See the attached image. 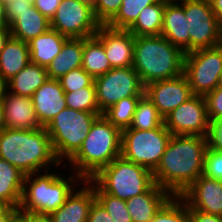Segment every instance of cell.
I'll use <instances>...</instances> for the list:
<instances>
[{
  "label": "cell",
  "mask_w": 222,
  "mask_h": 222,
  "mask_svg": "<svg viewBox=\"0 0 222 222\" xmlns=\"http://www.w3.org/2000/svg\"><path fill=\"white\" fill-rule=\"evenodd\" d=\"M10 36L9 30L0 31V51L3 49L5 42Z\"/></svg>",
  "instance_id": "obj_49"
},
{
  "label": "cell",
  "mask_w": 222,
  "mask_h": 222,
  "mask_svg": "<svg viewBox=\"0 0 222 222\" xmlns=\"http://www.w3.org/2000/svg\"><path fill=\"white\" fill-rule=\"evenodd\" d=\"M95 36L102 42L112 68L131 67L135 36L128 30H118L101 25Z\"/></svg>",
  "instance_id": "obj_17"
},
{
  "label": "cell",
  "mask_w": 222,
  "mask_h": 222,
  "mask_svg": "<svg viewBox=\"0 0 222 222\" xmlns=\"http://www.w3.org/2000/svg\"><path fill=\"white\" fill-rule=\"evenodd\" d=\"M180 197L188 208L222 216V180L202 174Z\"/></svg>",
  "instance_id": "obj_16"
},
{
  "label": "cell",
  "mask_w": 222,
  "mask_h": 222,
  "mask_svg": "<svg viewBox=\"0 0 222 222\" xmlns=\"http://www.w3.org/2000/svg\"><path fill=\"white\" fill-rule=\"evenodd\" d=\"M161 36L179 47L185 54L190 52L189 26L184 7L179 2L165 0Z\"/></svg>",
  "instance_id": "obj_21"
},
{
  "label": "cell",
  "mask_w": 222,
  "mask_h": 222,
  "mask_svg": "<svg viewBox=\"0 0 222 222\" xmlns=\"http://www.w3.org/2000/svg\"><path fill=\"white\" fill-rule=\"evenodd\" d=\"M172 135H197L208 138L211 123L205 96L193 95L164 118Z\"/></svg>",
  "instance_id": "obj_13"
},
{
  "label": "cell",
  "mask_w": 222,
  "mask_h": 222,
  "mask_svg": "<svg viewBox=\"0 0 222 222\" xmlns=\"http://www.w3.org/2000/svg\"><path fill=\"white\" fill-rule=\"evenodd\" d=\"M164 124V118L152 101L143 94L136 105L132 122L129 128L136 130H152Z\"/></svg>",
  "instance_id": "obj_30"
},
{
  "label": "cell",
  "mask_w": 222,
  "mask_h": 222,
  "mask_svg": "<svg viewBox=\"0 0 222 222\" xmlns=\"http://www.w3.org/2000/svg\"><path fill=\"white\" fill-rule=\"evenodd\" d=\"M31 98L42 127H46L57 114L67 108L65 92L58 79L48 78Z\"/></svg>",
  "instance_id": "obj_19"
},
{
  "label": "cell",
  "mask_w": 222,
  "mask_h": 222,
  "mask_svg": "<svg viewBox=\"0 0 222 222\" xmlns=\"http://www.w3.org/2000/svg\"><path fill=\"white\" fill-rule=\"evenodd\" d=\"M78 1L83 2V3H86V4L94 7V6L96 5V3H97L98 0H78Z\"/></svg>",
  "instance_id": "obj_53"
},
{
  "label": "cell",
  "mask_w": 222,
  "mask_h": 222,
  "mask_svg": "<svg viewBox=\"0 0 222 222\" xmlns=\"http://www.w3.org/2000/svg\"><path fill=\"white\" fill-rule=\"evenodd\" d=\"M19 210V208L12 207L3 217H0V222H9L10 218Z\"/></svg>",
  "instance_id": "obj_50"
},
{
  "label": "cell",
  "mask_w": 222,
  "mask_h": 222,
  "mask_svg": "<svg viewBox=\"0 0 222 222\" xmlns=\"http://www.w3.org/2000/svg\"><path fill=\"white\" fill-rule=\"evenodd\" d=\"M172 195L156 183L146 192L126 201L133 222H150Z\"/></svg>",
  "instance_id": "obj_22"
},
{
  "label": "cell",
  "mask_w": 222,
  "mask_h": 222,
  "mask_svg": "<svg viewBox=\"0 0 222 222\" xmlns=\"http://www.w3.org/2000/svg\"><path fill=\"white\" fill-rule=\"evenodd\" d=\"M100 26L93 7L78 0H62L50 20V28L67 38L94 36Z\"/></svg>",
  "instance_id": "obj_12"
},
{
  "label": "cell",
  "mask_w": 222,
  "mask_h": 222,
  "mask_svg": "<svg viewBox=\"0 0 222 222\" xmlns=\"http://www.w3.org/2000/svg\"><path fill=\"white\" fill-rule=\"evenodd\" d=\"M207 148V137L172 135L153 171L155 183L172 196H180L203 174Z\"/></svg>",
  "instance_id": "obj_1"
},
{
  "label": "cell",
  "mask_w": 222,
  "mask_h": 222,
  "mask_svg": "<svg viewBox=\"0 0 222 222\" xmlns=\"http://www.w3.org/2000/svg\"><path fill=\"white\" fill-rule=\"evenodd\" d=\"M0 159L6 160L25 175L45 172L61 164L53 151L45 127L39 129H9L0 132Z\"/></svg>",
  "instance_id": "obj_2"
},
{
  "label": "cell",
  "mask_w": 222,
  "mask_h": 222,
  "mask_svg": "<svg viewBox=\"0 0 222 222\" xmlns=\"http://www.w3.org/2000/svg\"><path fill=\"white\" fill-rule=\"evenodd\" d=\"M140 97H126L107 109L103 116L121 131L129 128Z\"/></svg>",
  "instance_id": "obj_32"
},
{
  "label": "cell",
  "mask_w": 222,
  "mask_h": 222,
  "mask_svg": "<svg viewBox=\"0 0 222 222\" xmlns=\"http://www.w3.org/2000/svg\"><path fill=\"white\" fill-rule=\"evenodd\" d=\"M58 80L65 93L74 92L84 87H95L94 78L82 67L71 70Z\"/></svg>",
  "instance_id": "obj_36"
},
{
  "label": "cell",
  "mask_w": 222,
  "mask_h": 222,
  "mask_svg": "<svg viewBox=\"0 0 222 222\" xmlns=\"http://www.w3.org/2000/svg\"><path fill=\"white\" fill-rule=\"evenodd\" d=\"M82 68L94 79L112 69L103 44L95 35L83 38Z\"/></svg>",
  "instance_id": "obj_28"
},
{
  "label": "cell",
  "mask_w": 222,
  "mask_h": 222,
  "mask_svg": "<svg viewBox=\"0 0 222 222\" xmlns=\"http://www.w3.org/2000/svg\"><path fill=\"white\" fill-rule=\"evenodd\" d=\"M9 30L6 16V5L4 0H0V31Z\"/></svg>",
  "instance_id": "obj_46"
},
{
  "label": "cell",
  "mask_w": 222,
  "mask_h": 222,
  "mask_svg": "<svg viewBox=\"0 0 222 222\" xmlns=\"http://www.w3.org/2000/svg\"><path fill=\"white\" fill-rule=\"evenodd\" d=\"M67 108L91 112L101 113L96 99L95 87H84L74 92L65 93Z\"/></svg>",
  "instance_id": "obj_35"
},
{
  "label": "cell",
  "mask_w": 222,
  "mask_h": 222,
  "mask_svg": "<svg viewBox=\"0 0 222 222\" xmlns=\"http://www.w3.org/2000/svg\"><path fill=\"white\" fill-rule=\"evenodd\" d=\"M62 0H36L34 6L49 20H51Z\"/></svg>",
  "instance_id": "obj_42"
},
{
  "label": "cell",
  "mask_w": 222,
  "mask_h": 222,
  "mask_svg": "<svg viewBox=\"0 0 222 222\" xmlns=\"http://www.w3.org/2000/svg\"><path fill=\"white\" fill-rule=\"evenodd\" d=\"M122 0H98L93 7L96 20L101 25H106L118 12Z\"/></svg>",
  "instance_id": "obj_38"
},
{
  "label": "cell",
  "mask_w": 222,
  "mask_h": 222,
  "mask_svg": "<svg viewBox=\"0 0 222 222\" xmlns=\"http://www.w3.org/2000/svg\"><path fill=\"white\" fill-rule=\"evenodd\" d=\"M144 94L152 101L163 118L193 96L184 73L171 79L148 83Z\"/></svg>",
  "instance_id": "obj_15"
},
{
  "label": "cell",
  "mask_w": 222,
  "mask_h": 222,
  "mask_svg": "<svg viewBox=\"0 0 222 222\" xmlns=\"http://www.w3.org/2000/svg\"><path fill=\"white\" fill-rule=\"evenodd\" d=\"M172 134L161 125L152 130L124 129L121 156L152 172L157 168Z\"/></svg>",
  "instance_id": "obj_8"
},
{
  "label": "cell",
  "mask_w": 222,
  "mask_h": 222,
  "mask_svg": "<svg viewBox=\"0 0 222 222\" xmlns=\"http://www.w3.org/2000/svg\"><path fill=\"white\" fill-rule=\"evenodd\" d=\"M210 123L222 119V87L218 86L205 96Z\"/></svg>",
  "instance_id": "obj_39"
},
{
  "label": "cell",
  "mask_w": 222,
  "mask_h": 222,
  "mask_svg": "<svg viewBox=\"0 0 222 222\" xmlns=\"http://www.w3.org/2000/svg\"><path fill=\"white\" fill-rule=\"evenodd\" d=\"M48 79L47 69L38 64L29 63L7 81L8 92L25 97H32Z\"/></svg>",
  "instance_id": "obj_26"
},
{
  "label": "cell",
  "mask_w": 222,
  "mask_h": 222,
  "mask_svg": "<svg viewBox=\"0 0 222 222\" xmlns=\"http://www.w3.org/2000/svg\"><path fill=\"white\" fill-rule=\"evenodd\" d=\"M96 99L103 114L112 105L126 97H141L145 86L133 67L112 68L94 79Z\"/></svg>",
  "instance_id": "obj_10"
},
{
  "label": "cell",
  "mask_w": 222,
  "mask_h": 222,
  "mask_svg": "<svg viewBox=\"0 0 222 222\" xmlns=\"http://www.w3.org/2000/svg\"><path fill=\"white\" fill-rule=\"evenodd\" d=\"M5 128L39 129L41 124L36 116L31 97L6 92L2 100Z\"/></svg>",
  "instance_id": "obj_20"
},
{
  "label": "cell",
  "mask_w": 222,
  "mask_h": 222,
  "mask_svg": "<svg viewBox=\"0 0 222 222\" xmlns=\"http://www.w3.org/2000/svg\"><path fill=\"white\" fill-rule=\"evenodd\" d=\"M67 39L51 28L46 33L33 38L28 42L30 63L38 64L47 69L51 61L60 53Z\"/></svg>",
  "instance_id": "obj_24"
},
{
  "label": "cell",
  "mask_w": 222,
  "mask_h": 222,
  "mask_svg": "<svg viewBox=\"0 0 222 222\" xmlns=\"http://www.w3.org/2000/svg\"><path fill=\"white\" fill-rule=\"evenodd\" d=\"M24 1H27V2H29L31 4H34L36 0H24Z\"/></svg>",
  "instance_id": "obj_55"
},
{
  "label": "cell",
  "mask_w": 222,
  "mask_h": 222,
  "mask_svg": "<svg viewBox=\"0 0 222 222\" xmlns=\"http://www.w3.org/2000/svg\"><path fill=\"white\" fill-rule=\"evenodd\" d=\"M9 222H27V212L18 210Z\"/></svg>",
  "instance_id": "obj_47"
},
{
  "label": "cell",
  "mask_w": 222,
  "mask_h": 222,
  "mask_svg": "<svg viewBox=\"0 0 222 222\" xmlns=\"http://www.w3.org/2000/svg\"><path fill=\"white\" fill-rule=\"evenodd\" d=\"M122 131L103 115L92 124L81 148L68 161V166L83 180L94 177L103 167L121 155ZM73 168V169H72Z\"/></svg>",
  "instance_id": "obj_4"
},
{
  "label": "cell",
  "mask_w": 222,
  "mask_h": 222,
  "mask_svg": "<svg viewBox=\"0 0 222 222\" xmlns=\"http://www.w3.org/2000/svg\"><path fill=\"white\" fill-rule=\"evenodd\" d=\"M183 73L193 95L206 96L213 91L222 73V44L186 53Z\"/></svg>",
  "instance_id": "obj_9"
},
{
  "label": "cell",
  "mask_w": 222,
  "mask_h": 222,
  "mask_svg": "<svg viewBox=\"0 0 222 222\" xmlns=\"http://www.w3.org/2000/svg\"><path fill=\"white\" fill-rule=\"evenodd\" d=\"M8 91L7 81L0 75V102L5 97L6 92Z\"/></svg>",
  "instance_id": "obj_48"
},
{
  "label": "cell",
  "mask_w": 222,
  "mask_h": 222,
  "mask_svg": "<svg viewBox=\"0 0 222 222\" xmlns=\"http://www.w3.org/2000/svg\"><path fill=\"white\" fill-rule=\"evenodd\" d=\"M219 28L222 30V0H209Z\"/></svg>",
  "instance_id": "obj_44"
},
{
  "label": "cell",
  "mask_w": 222,
  "mask_h": 222,
  "mask_svg": "<svg viewBox=\"0 0 222 222\" xmlns=\"http://www.w3.org/2000/svg\"><path fill=\"white\" fill-rule=\"evenodd\" d=\"M65 177L49 170L45 173L43 171L42 174L38 172L25 175L19 210L47 215L56 211L65 203L75 187L84 181L74 172L68 178Z\"/></svg>",
  "instance_id": "obj_5"
},
{
  "label": "cell",
  "mask_w": 222,
  "mask_h": 222,
  "mask_svg": "<svg viewBox=\"0 0 222 222\" xmlns=\"http://www.w3.org/2000/svg\"><path fill=\"white\" fill-rule=\"evenodd\" d=\"M11 37L28 43L50 29L47 19L35 6L24 0H5Z\"/></svg>",
  "instance_id": "obj_14"
},
{
  "label": "cell",
  "mask_w": 222,
  "mask_h": 222,
  "mask_svg": "<svg viewBox=\"0 0 222 222\" xmlns=\"http://www.w3.org/2000/svg\"><path fill=\"white\" fill-rule=\"evenodd\" d=\"M164 10L165 0H158L156 3L143 8L128 31L135 37L161 35Z\"/></svg>",
  "instance_id": "obj_29"
},
{
  "label": "cell",
  "mask_w": 222,
  "mask_h": 222,
  "mask_svg": "<svg viewBox=\"0 0 222 222\" xmlns=\"http://www.w3.org/2000/svg\"><path fill=\"white\" fill-rule=\"evenodd\" d=\"M87 222H113L107 210L96 199L90 207Z\"/></svg>",
  "instance_id": "obj_41"
},
{
  "label": "cell",
  "mask_w": 222,
  "mask_h": 222,
  "mask_svg": "<svg viewBox=\"0 0 222 222\" xmlns=\"http://www.w3.org/2000/svg\"><path fill=\"white\" fill-rule=\"evenodd\" d=\"M218 86H221V87H222V73H221V76H220V80H219Z\"/></svg>",
  "instance_id": "obj_54"
},
{
  "label": "cell",
  "mask_w": 222,
  "mask_h": 222,
  "mask_svg": "<svg viewBox=\"0 0 222 222\" xmlns=\"http://www.w3.org/2000/svg\"><path fill=\"white\" fill-rule=\"evenodd\" d=\"M29 63L28 43L10 36L0 51V75L8 81Z\"/></svg>",
  "instance_id": "obj_23"
},
{
  "label": "cell",
  "mask_w": 222,
  "mask_h": 222,
  "mask_svg": "<svg viewBox=\"0 0 222 222\" xmlns=\"http://www.w3.org/2000/svg\"><path fill=\"white\" fill-rule=\"evenodd\" d=\"M25 174L18 168L0 159V200L9 203L12 207L19 208Z\"/></svg>",
  "instance_id": "obj_27"
},
{
  "label": "cell",
  "mask_w": 222,
  "mask_h": 222,
  "mask_svg": "<svg viewBox=\"0 0 222 222\" xmlns=\"http://www.w3.org/2000/svg\"><path fill=\"white\" fill-rule=\"evenodd\" d=\"M91 179L105 193L124 201L148 191L155 184L151 170L121 155Z\"/></svg>",
  "instance_id": "obj_7"
},
{
  "label": "cell",
  "mask_w": 222,
  "mask_h": 222,
  "mask_svg": "<svg viewBox=\"0 0 222 222\" xmlns=\"http://www.w3.org/2000/svg\"><path fill=\"white\" fill-rule=\"evenodd\" d=\"M78 187L80 189H74L65 203L50 214L53 222L88 221L90 207L96 199L94 181L92 179L84 180Z\"/></svg>",
  "instance_id": "obj_18"
},
{
  "label": "cell",
  "mask_w": 222,
  "mask_h": 222,
  "mask_svg": "<svg viewBox=\"0 0 222 222\" xmlns=\"http://www.w3.org/2000/svg\"><path fill=\"white\" fill-rule=\"evenodd\" d=\"M94 192L96 200L104 206L113 222H133L126 201L105 193L95 182Z\"/></svg>",
  "instance_id": "obj_33"
},
{
  "label": "cell",
  "mask_w": 222,
  "mask_h": 222,
  "mask_svg": "<svg viewBox=\"0 0 222 222\" xmlns=\"http://www.w3.org/2000/svg\"><path fill=\"white\" fill-rule=\"evenodd\" d=\"M189 222H222V216L188 208Z\"/></svg>",
  "instance_id": "obj_43"
},
{
  "label": "cell",
  "mask_w": 222,
  "mask_h": 222,
  "mask_svg": "<svg viewBox=\"0 0 222 222\" xmlns=\"http://www.w3.org/2000/svg\"><path fill=\"white\" fill-rule=\"evenodd\" d=\"M185 53L161 35L137 36L134 41L133 69L144 86L183 74Z\"/></svg>",
  "instance_id": "obj_3"
},
{
  "label": "cell",
  "mask_w": 222,
  "mask_h": 222,
  "mask_svg": "<svg viewBox=\"0 0 222 222\" xmlns=\"http://www.w3.org/2000/svg\"><path fill=\"white\" fill-rule=\"evenodd\" d=\"M11 208L9 203L0 200V217H3Z\"/></svg>",
  "instance_id": "obj_51"
},
{
  "label": "cell",
  "mask_w": 222,
  "mask_h": 222,
  "mask_svg": "<svg viewBox=\"0 0 222 222\" xmlns=\"http://www.w3.org/2000/svg\"><path fill=\"white\" fill-rule=\"evenodd\" d=\"M150 222H189L188 206L180 196H172Z\"/></svg>",
  "instance_id": "obj_34"
},
{
  "label": "cell",
  "mask_w": 222,
  "mask_h": 222,
  "mask_svg": "<svg viewBox=\"0 0 222 222\" xmlns=\"http://www.w3.org/2000/svg\"><path fill=\"white\" fill-rule=\"evenodd\" d=\"M158 0H122L116 15L106 24L107 27L118 30H128L137 20L141 10Z\"/></svg>",
  "instance_id": "obj_31"
},
{
  "label": "cell",
  "mask_w": 222,
  "mask_h": 222,
  "mask_svg": "<svg viewBox=\"0 0 222 222\" xmlns=\"http://www.w3.org/2000/svg\"><path fill=\"white\" fill-rule=\"evenodd\" d=\"M208 146L222 152V119L211 124L208 135Z\"/></svg>",
  "instance_id": "obj_40"
},
{
  "label": "cell",
  "mask_w": 222,
  "mask_h": 222,
  "mask_svg": "<svg viewBox=\"0 0 222 222\" xmlns=\"http://www.w3.org/2000/svg\"><path fill=\"white\" fill-rule=\"evenodd\" d=\"M179 3L184 7L189 26L190 52L222 44V30L209 0H182Z\"/></svg>",
  "instance_id": "obj_11"
},
{
  "label": "cell",
  "mask_w": 222,
  "mask_h": 222,
  "mask_svg": "<svg viewBox=\"0 0 222 222\" xmlns=\"http://www.w3.org/2000/svg\"><path fill=\"white\" fill-rule=\"evenodd\" d=\"M103 115L64 108L45 127L57 160L69 161L81 148L94 121Z\"/></svg>",
  "instance_id": "obj_6"
},
{
  "label": "cell",
  "mask_w": 222,
  "mask_h": 222,
  "mask_svg": "<svg viewBox=\"0 0 222 222\" xmlns=\"http://www.w3.org/2000/svg\"><path fill=\"white\" fill-rule=\"evenodd\" d=\"M27 222H53L50 215L27 212Z\"/></svg>",
  "instance_id": "obj_45"
},
{
  "label": "cell",
  "mask_w": 222,
  "mask_h": 222,
  "mask_svg": "<svg viewBox=\"0 0 222 222\" xmlns=\"http://www.w3.org/2000/svg\"><path fill=\"white\" fill-rule=\"evenodd\" d=\"M203 175L209 178L222 180V152L213 148L206 149Z\"/></svg>",
  "instance_id": "obj_37"
},
{
  "label": "cell",
  "mask_w": 222,
  "mask_h": 222,
  "mask_svg": "<svg viewBox=\"0 0 222 222\" xmlns=\"http://www.w3.org/2000/svg\"><path fill=\"white\" fill-rule=\"evenodd\" d=\"M82 56L83 38H68L47 67L48 78L60 79L71 70L82 67Z\"/></svg>",
  "instance_id": "obj_25"
},
{
  "label": "cell",
  "mask_w": 222,
  "mask_h": 222,
  "mask_svg": "<svg viewBox=\"0 0 222 222\" xmlns=\"http://www.w3.org/2000/svg\"><path fill=\"white\" fill-rule=\"evenodd\" d=\"M5 129V122H4V114H3V106L0 102V132Z\"/></svg>",
  "instance_id": "obj_52"
},
{
  "label": "cell",
  "mask_w": 222,
  "mask_h": 222,
  "mask_svg": "<svg viewBox=\"0 0 222 222\" xmlns=\"http://www.w3.org/2000/svg\"><path fill=\"white\" fill-rule=\"evenodd\" d=\"M166 1H169V2H179V1H182V0H166Z\"/></svg>",
  "instance_id": "obj_56"
}]
</instances>
